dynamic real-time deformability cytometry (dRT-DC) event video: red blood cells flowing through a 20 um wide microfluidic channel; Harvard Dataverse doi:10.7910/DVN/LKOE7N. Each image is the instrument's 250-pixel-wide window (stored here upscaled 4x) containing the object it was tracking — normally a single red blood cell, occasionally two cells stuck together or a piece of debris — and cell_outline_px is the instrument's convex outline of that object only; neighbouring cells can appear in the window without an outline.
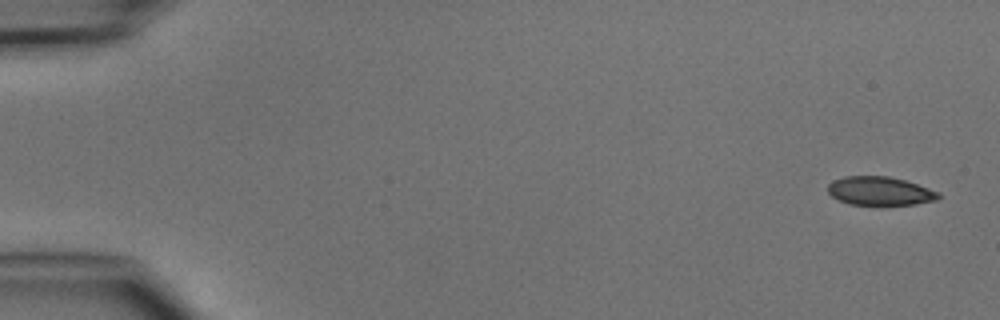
{"species": "common noctule bat (a hibernating species)", "species_latin": "Nyctalus noctula", "temperature_condition": "cold", "stored_images_in_passage": 6, "camera_frame_rate_fps": 3000, "um_per_image_px": 0.085, "animal": {"sex": "male", "body_mass_g": 15.6}, "frame": {"image": 1, "passage_image": 1, "time_ms": 0.0, "image_size_px": [1000, 320], "cell_outline_px": [[940, 196], [936, 200], [916, 204], [848, 204], [832, 196], [828, 192], [828, 184], [832, 180], [844, 176], [888, 176], [904, 180], [940, 192]], "centroid_in_image_um": [74.77, 16.22], "position_along_channel_um": 10.2, "area_um2": 18.26}}
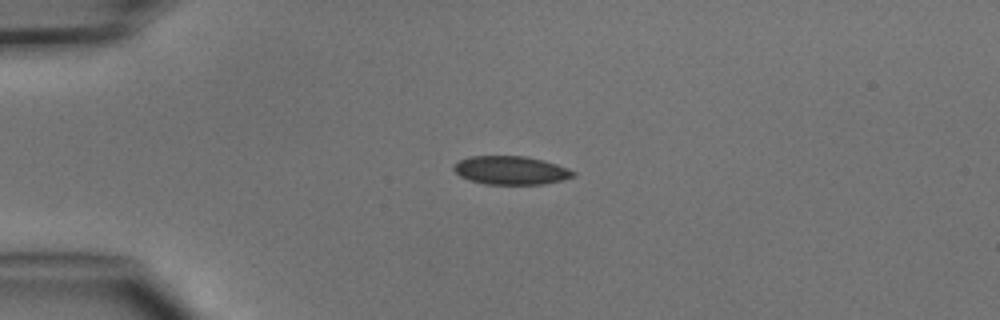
{"frame": {"image": 2, "passage_image": 4, "time_ms": 3.333, "image_size_px": [1000, 320], "cell_outline_px": [[576, 176], [544, 184], [484, 184], [460, 176], [452, 168], [452, 164], [460, 160], [472, 156], [524, 156], [544, 160], [568, 168], [576, 172]], "centroid_in_image_um": [43.43, 14.47], "position_along_channel_um": 41.6, "area_um2": 19.77}}